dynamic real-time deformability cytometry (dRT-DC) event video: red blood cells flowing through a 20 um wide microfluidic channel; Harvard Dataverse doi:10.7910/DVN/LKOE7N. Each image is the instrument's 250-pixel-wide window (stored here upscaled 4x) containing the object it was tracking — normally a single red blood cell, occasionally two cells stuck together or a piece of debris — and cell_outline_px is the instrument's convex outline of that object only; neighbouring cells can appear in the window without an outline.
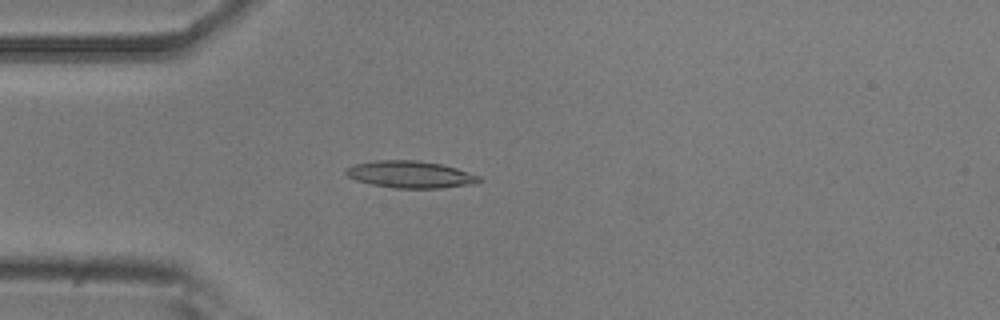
{"species": "common noctule bat (a hibernating species)", "species_latin": "Nyctalus noctula", "temperature_condition": "room temperature", "stored_images_in_passage": 4, "camera_frame_rate_fps": 3000, "um_per_image_px": 0.085, "animal": {"sex": "male", "body_mass_g": 20.5, "forearm_length_mm": 52.5}, "frame": {"image": 1, "passage_image": 4, "time_ms": 1.0, "image_size_px": [1000, 320], "cell_outline_px": [[484, 180], [472, 184], [440, 188], [392, 188], [372, 184], [356, 180], [348, 176], [344, 172], [348, 168], [356, 164], [376, 160], [420, 160], [440, 164], [456, 168], [480, 176]], "centroid_in_image_um": [34.9, 14.83], "position_along_channel_um": 50.1, "area_um2": 20.87}}